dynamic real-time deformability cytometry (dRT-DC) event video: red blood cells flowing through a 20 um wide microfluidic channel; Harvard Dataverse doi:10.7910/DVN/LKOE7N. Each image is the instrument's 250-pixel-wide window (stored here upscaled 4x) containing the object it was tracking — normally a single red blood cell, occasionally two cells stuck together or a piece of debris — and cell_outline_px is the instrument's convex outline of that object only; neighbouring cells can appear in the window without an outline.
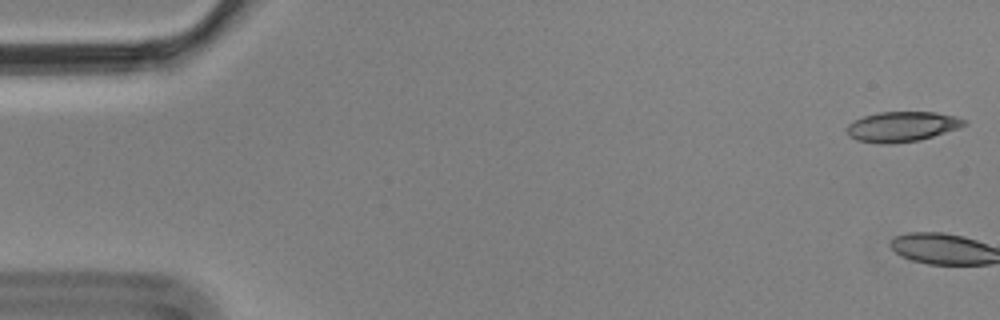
{"species": "Egyptian fruit bat (a non-hibernating species)", "species_latin": "Rousettus aegyptiacus", "temperature_condition": "cold", "stored_images_in_passage": 5, "camera_frame_rate_fps": 3000, "um_per_image_px": 0.085, "animal": {"sex": "male"}, "frame": {"image": 1, "passage_image": 1, "time_ms": 0.0, "image_size_px": [1000, 320], "cell_outline_px": [[968, 124], [920, 140], [892, 144], [880, 144], [856, 140], [844, 128], [848, 124], [864, 116], [876, 112], [936, 112], [968, 120]], "centroid_in_image_um": [76.65, 10.76], "position_along_channel_um": 8.4, "area_um2": 20.46}}